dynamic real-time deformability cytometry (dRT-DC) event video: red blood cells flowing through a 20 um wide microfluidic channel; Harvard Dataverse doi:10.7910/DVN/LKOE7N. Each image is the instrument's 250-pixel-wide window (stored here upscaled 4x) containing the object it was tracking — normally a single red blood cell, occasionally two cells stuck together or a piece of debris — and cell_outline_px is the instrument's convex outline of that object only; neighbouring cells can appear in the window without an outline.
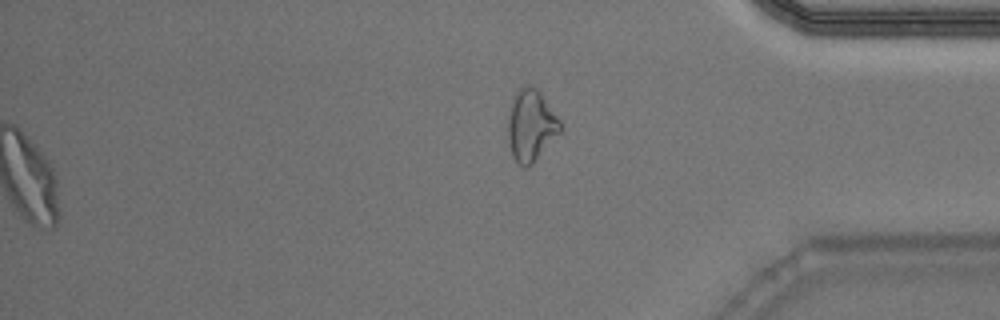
{"species": "Egyptian fruit bat (a non-hibernating species)", "species_latin": "Rousettus aegyptiacus", "temperature_condition": "warm", "stored_images_in_passage": 51, "segment_of_instrument_passage": [2, 2], "camera_frame_rate_fps": 3000, "um_per_image_px": 0.085, "animal": {"sex": "male"}, "frame": {"image": 1, "passage_image": 51, "time_ms": 16.667, "image_size_px": [1000, 320], "cell_outline_px": [[564, 128], [532, 164], [528, 168], [524, 168], [512, 156], [508, 144], [508, 116], [512, 100], [520, 88], [536, 88], [540, 92], [560, 120]], "centroid_in_image_um": [45.14, 10.72], "position_along_channel_um": 390.1, "area_um2": 21.56}}